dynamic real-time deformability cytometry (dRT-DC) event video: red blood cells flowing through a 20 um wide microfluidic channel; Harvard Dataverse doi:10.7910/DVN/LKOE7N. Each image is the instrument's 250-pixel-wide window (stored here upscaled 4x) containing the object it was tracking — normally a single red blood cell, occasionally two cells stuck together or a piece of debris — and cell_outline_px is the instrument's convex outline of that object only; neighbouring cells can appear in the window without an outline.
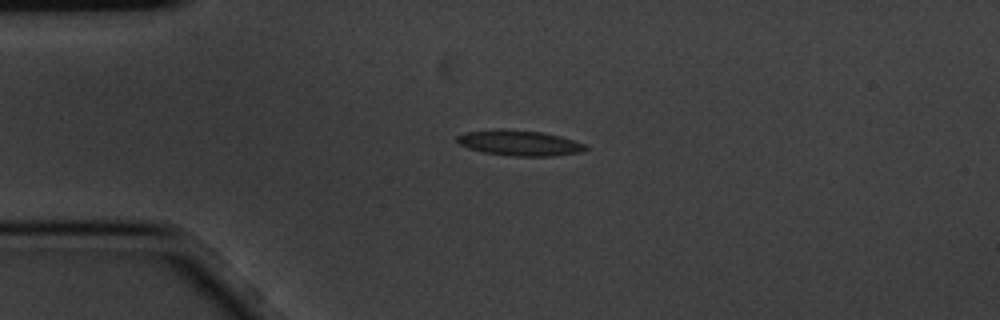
{"species": "common noctule bat (a hibernating species)", "species_latin": "Nyctalus noctula", "temperature_condition": "cold", "stored_images_in_passage": 1, "camera_frame_rate_fps": 3000, "um_per_image_px": 0.085, "animal": {"sex": "male", "body_mass_g": 20.1, "forearm_length_mm": 53.5}, "frame": {"image": 1, "passage_image": 1, "time_ms": 0.0, "image_size_px": [1000, 320], "cell_outline_px": [[588, 148], [580, 152], [552, 156], [516, 156], [484, 152], [468, 148], [460, 144], [456, 140], [456, 136], [468, 132], [544, 132], [560, 136], [584, 144]], "centroid_in_image_um": [44.22, 12.2], "position_along_channel_um": 40.8, "area_um2": 17.8}}